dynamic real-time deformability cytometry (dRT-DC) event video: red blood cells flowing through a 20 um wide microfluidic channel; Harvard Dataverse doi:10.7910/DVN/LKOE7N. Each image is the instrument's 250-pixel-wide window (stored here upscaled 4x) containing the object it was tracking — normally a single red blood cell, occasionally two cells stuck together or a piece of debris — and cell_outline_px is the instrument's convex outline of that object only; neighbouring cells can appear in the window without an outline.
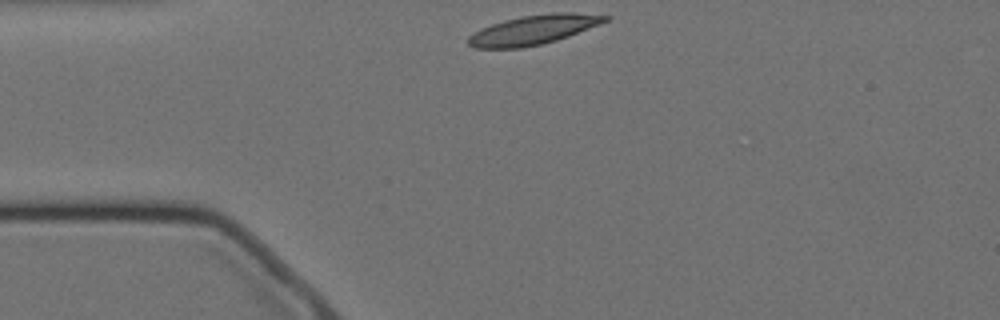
{"species": "Egyptian fruit bat (a non-hibernating species)", "species_latin": "Rousettus aegyptiacus", "temperature_condition": "cold", "stored_images_in_passage": 12, "camera_frame_rate_fps": 3000, "um_per_image_px": 0.085, "animal": {"sex": "female"}, "frame": {"image": 1, "passage_image": 1, "time_ms": 0.0, "image_size_px": [1000, 320], "cell_outline_px": [[612, 16], [608, 20], [600, 24], [568, 36], [556, 40], [540, 44], [520, 48], [476, 48], [468, 44], [468, 36], [480, 28], [504, 20], [520, 16], [552, 12], [572, 12]], "centroid_in_image_um": [45.34, 2.52], "position_along_channel_um": 39.7, "area_um2": 23.41}}
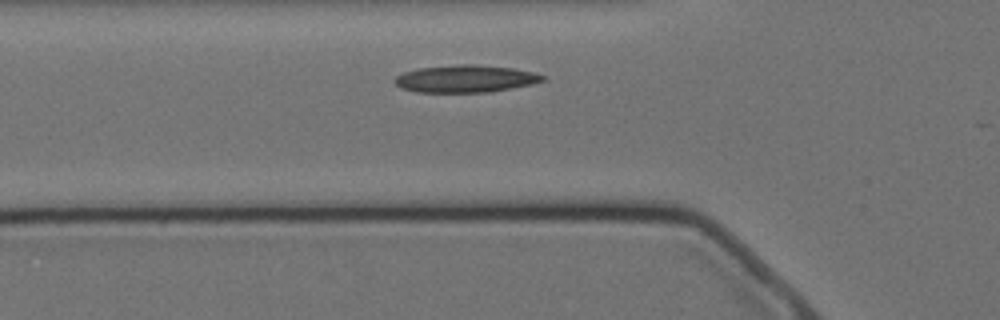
{"frame": {"image": 2, "passage_image": 7, "time_ms": 2.0, "image_size_px": [1000, 320], "cell_outline_px": [[544, 80], [532, 84], [512, 88], [488, 92], [416, 92], [400, 88], [392, 80], [396, 76], [404, 72], [420, 68], [460, 64], [472, 64], [512, 68], [532, 72], [544, 76]], "centroid_in_image_um": [39.52, 6.7], "position_along_channel_um": 86.3, "area_um2": 23.41}}
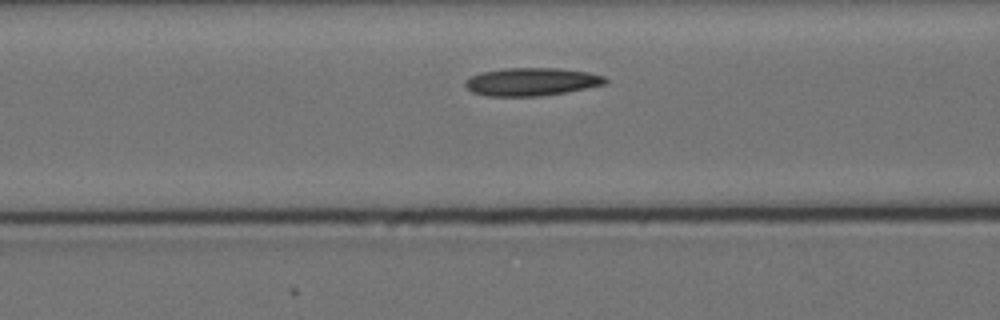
{"frame": {"image": 3, "passage_image": 10, "time_ms": 3.0, "image_size_px": [1000, 320], "cell_outline_px": [[608, 80], [604, 84], [564, 92], [540, 96], [488, 96], [472, 92], [464, 84], [464, 80], [480, 72], [504, 68], [556, 68], [588, 72], [604, 76]], "centroid_in_image_um": [45.14, 6.94], "position_along_channel_um": 121.5, "area_um2": 22.66}}